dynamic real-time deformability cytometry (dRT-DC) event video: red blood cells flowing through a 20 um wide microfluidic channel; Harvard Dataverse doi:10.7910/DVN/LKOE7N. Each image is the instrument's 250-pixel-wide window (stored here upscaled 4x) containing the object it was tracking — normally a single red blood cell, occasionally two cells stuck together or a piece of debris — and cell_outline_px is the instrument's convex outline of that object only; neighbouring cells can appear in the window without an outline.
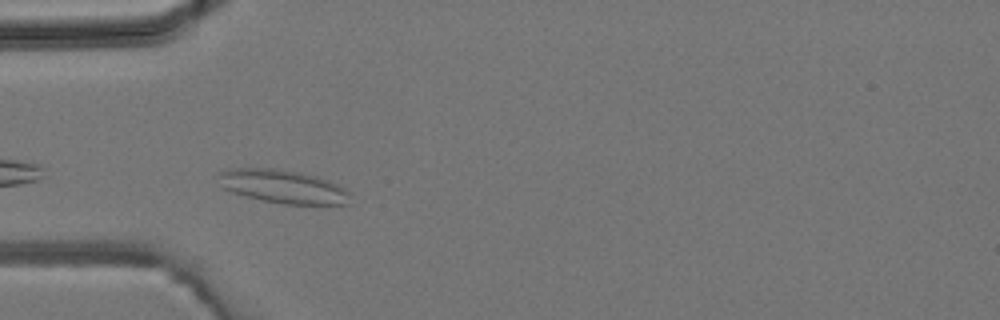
{"species": "common noctule bat (a hibernating species)", "species_latin": "Nyctalus noctula", "temperature_condition": "room temperature", "stored_images_in_passage": 6, "camera_frame_rate_fps": 3000, "um_per_image_px": 0.085, "animal": {"sex": "male", "body_mass_g": 19.2, "forearm_length_mm": 51.8}, "frame": {"image": 1, "passage_image": 2, "time_ms": 0.333, "image_size_px": [1000, 320], "cell_outline_px": [[348, 204], [284, 204], [264, 200], [232, 192], [224, 188], [220, 172], [236, 168], [272, 168], [296, 172], [312, 176], [324, 180], [344, 188], [348, 192]], "centroid_in_image_um": [24.05, 15.86], "position_along_channel_um": 60.9, "area_um2": 24.57}}